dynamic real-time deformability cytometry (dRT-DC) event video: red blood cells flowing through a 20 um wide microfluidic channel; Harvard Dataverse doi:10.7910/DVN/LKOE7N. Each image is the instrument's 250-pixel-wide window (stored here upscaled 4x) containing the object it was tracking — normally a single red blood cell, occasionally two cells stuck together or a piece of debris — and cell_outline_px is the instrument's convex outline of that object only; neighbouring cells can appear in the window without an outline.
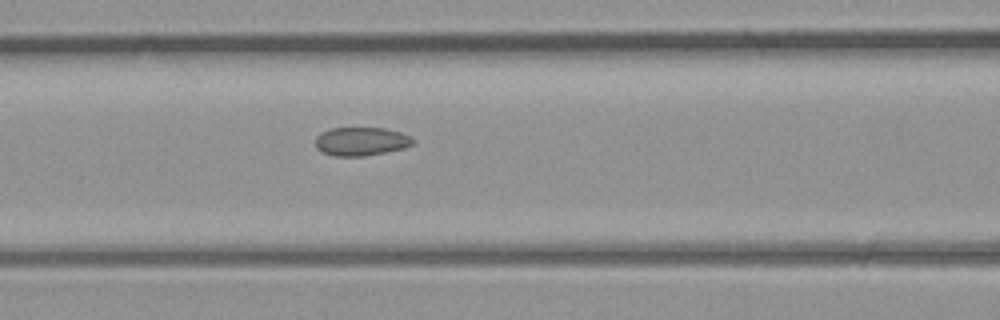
{"species": "common noctule bat (a hibernating species)", "species_latin": "Nyctalus noctula", "temperature_condition": "room temperature", "stored_images_in_passage": 3, "camera_frame_rate_fps": 3000, "um_per_image_px": 0.085, "animal": {"sex": "male", "body_mass_g": 23.1, "forearm_length_mm": 52.7}, "frame": {"image": 1, "passage_image": 3, "time_ms": 2.333, "image_size_px": [1000, 320], "cell_outline_px": [[416, 144], [404, 148], [364, 156], [332, 156], [320, 152], [316, 148], [316, 136], [320, 132], [332, 128], [384, 128], [400, 132], [416, 140]], "centroid_in_image_um": [30.68, 12.02], "position_along_channel_um": 135.9, "area_um2": 16.36}}